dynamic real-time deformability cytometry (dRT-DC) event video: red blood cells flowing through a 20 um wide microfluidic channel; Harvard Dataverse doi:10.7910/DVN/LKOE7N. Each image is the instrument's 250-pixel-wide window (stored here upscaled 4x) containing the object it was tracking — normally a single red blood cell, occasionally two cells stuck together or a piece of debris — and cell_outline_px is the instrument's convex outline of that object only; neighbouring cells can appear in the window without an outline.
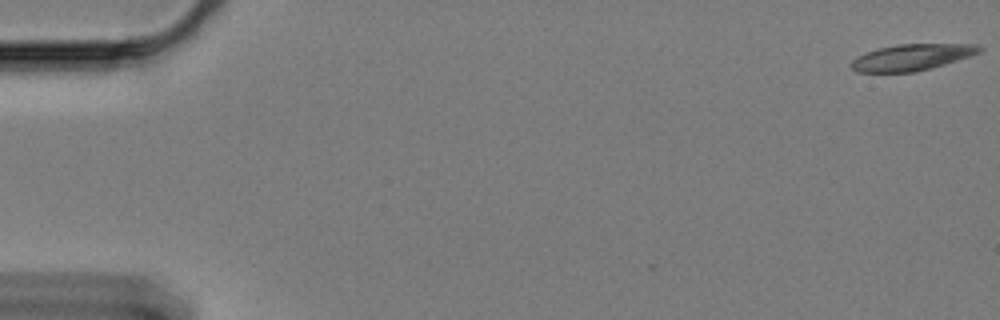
{"species": "Egyptian fruit bat (a non-hibernating species)", "species_latin": "Rousettus aegyptiacus", "temperature_condition": "cold", "stored_images_in_passage": 12, "camera_frame_rate_fps": 3000, "um_per_image_px": 0.085, "animal": {"sex": "female"}, "frame": {"image": 1, "passage_image": 1, "time_ms": 0.0, "image_size_px": [1000, 320], "cell_outline_px": [[984, 48], [980, 52], [944, 64], [916, 72], [856, 72], [848, 64], [856, 56], [864, 52], [876, 48], [896, 44], [976, 44]], "centroid_in_image_um": [77.43, 4.86], "position_along_channel_um": 7.6, "area_um2": 19.77}}